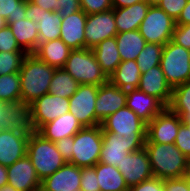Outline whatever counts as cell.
<instances>
[{"label":"cell","mask_w":190,"mask_h":191,"mask_svg":"<svg viewBox=\"0 0 190 191\" xmlns=\"http://www.w3.org/2000/svg\"><path fill=\"white\" fill-rule=\"evenodd\" d=\"M0 51L2 52H24L18 45L12 30L7 25L0 30Z\"/></svg>","instance_id":"obj_39"},{"label":"cell","mask_w":190,"mask_h":191,"mask_svg":"<svg viewBox=\"0 0 190 191\" xmlns=\"http://www.w3.org/2000/svg\"><path fill=\"white\" fill-rule=\"evenodd\" d=\"M164 191H190V183L186 176L163 179Z\"/></svg>","instance_id":"obj_45"},{"label":"cell","mask_w":190,"mask_h":191,"mask_svg":"<svg viewBox=\"0 0 190 191\" xmlns=\"http://www.w3.org/2000/svg\"><path fill=\"white\" fill-rule=\"evenodd\" d=\"M27 156L31 159L40 181L60 169L66 161L54 142L34 131L28 139Z\"/></svg>","instance_id":"obj_3"},{"label":"cell","mask_w":190,"mask_h":191,"mask_svg":"<svg viewBox=\"0 0 190 191\" xmlns=\"http://www.w3.org/2000/svg\"><path fill=\"white\" fill-rule=\"evenodd\" d=\"M149 8L150 5L146 1L124 8H113L117 32L138 30Z\"/></svg>","instance_id":"obj_24"},{"label":"cell","mask_w":190,"mask_h":191,"mask_svg":"<svg viewBox=\"0 0 190 191\" xmlns=\"http://www.w3.org/2000/svg\"><path fill=\"white\" fill-rule=\"evenodd\" d=\"M82 128L76 117L68 112L46 123L37 132L45 139L55 143L62 138L74 136Z\"/></svg>","instance_id":"obj_23"},{"label":"cell","mask_w":190,"mask_h":191,"mask_svg":"<svg viewBox=\"0 0 190 191\" xmlns=\"http://www.w3.org/2000/svg\"><path fill=\"white\" fill-rule=\"evenodd\" d=\"M126 107L130 108L146 124L166 106L155 96L148 95L138 89L127 90Z\"/></svg>","instance_id":"obj_20"},{"label":"cell","mask_w":190,"mask_h":191,"mask_svg":"<svg viewBox=\"0 0 190 191\" xmlns=\"http://www.w3.org/2000/svg\"><path fill=\"white\" fill-rule=\"evenodd\" d=\"M128 191H164L163 179L152 177L129 187Z\"/></svg>","instance_id":"obj_44"},{"label":"cell","mask_w":190,"mask_h":191,"mask_svg":"<svg viewBox=\"0 0 190 191\" xmlns=\"http://www.w3.org/2000/svg\"><path fill=\"white\" fill-rule=\"evenodd\" d=\"M8 24L6 22V19L2 16H0V30L6 27Z\"/></svg>","instance_id":"obj_56"},{"label":"cell","mask_w":190,"mask_h":191,"mask_svg":"<svg viewBox=\"0 0 190 191\" xmlns=\"http://www.w3.org/2000/svg\"><path fill=\"white\" fill-rule=\"evenodd\" d=\"M160 67L172 89L187 82L190 80V50L170 40L163 47Z\"/></svg>","instance_id":"obj_6"},{"label":"cell","mask_w":190,"mask_h":191,"mask_svg":"<svg viewBox=\"0 0 190 191\" xmlns=\"http://www.w3.org/2000/svg\"><path fill=\"white\" fill-rule=\"evenodd\" d=\"M80 191H100L94 167L81 168Z\"/></svg>","instance_id":"obj_38"},{"label":"cell","mask_w":190,"mask_h":191,"mask_svg":"<svg viewBox=\"0 0 190 191\" xmlns=\"http://www.w3.org/2000/svg\"><path fill=\"white\" fill-rule=\"evenodd\" d=\"M186 3L187 0H162L158 6L176 21Z\"/></svg>","instance_id":"obj_42"},{"label":"cell","mask_w":190,"mask_h":191,"mask_svg":"<svg viewBox=\"0 0 190 191\" xmlns=\"http://www.w3.org/2000/svg\"><path fill=\"white\" fill-rule=\"evenodd\" d=\"M86 19L87 14L83 10L62 16L60 39L72 50L85 48Z\"/></svg>","instance_id":"obj_22"},{"label":"cell","mask_w":190,"mask_h":191,"mask_svg":"<svg viewBox=\"0 0 190 191\" xmlns=\"http://www.w3.org/2000/svg\"><path fill=\"white\" fill-rule=\"evenodd\" d=\"M72 49H70L60 38L39 42L34 53L39 59L55 68H63Z\"/></svg>","instance_id":"obj_25"},{"label":"cell","mask_w":190,"mask_h":191,"mask_svg":"<svg viewBox=\"0 0 190 191\" xmlns=\"http://www.w3.org/2000/svg\"><path fill=\"white\" fill-rule=\"evenodd\" d=\"M26 19L32 20L35 23L40 21V17L42 16V8L38 5L34 4L30 0H26Z\"/></svg>","instance_id":"obj_48"},{"label":"cell","mask_w":190,"mask_h":191,"mask_svg":"<svg viewBox=\"0 0 190 191\" xmlns=\"http://www.w3.org/2000/svg\"><path fill=\"white\" fill-rule=\"evenodd\" d=\"M102 145L101 125L83 127L74 135L72 158L69 163L79 168L93 167L99 161Z\"/></svg>","instance_id":"obj_5"},{"label":"cell","mask_w":190,"mask_h":191,"mask_svg":"<svg viewBox=\"0 0 190 191\" xmlns=\"http://www.w3.org/2000/svg\"><path fill=\"white\" fill-rule=\"evenodd\" d=\"M29 136L14 130H0V164L13 165L27 155Z\"/></svg>","instance_id":"obj_18"},{"label":"cell","mask_w":190,"mask_h":191,"mask_svg":"<svg viewBox=\"0 0 190 191\" xmlns=\"http://www.w3.org/2000/svg\"><path fill=\"white\" fill-rule=\"evenodd\" d=\"M7 166L0 164V188L8 184Z\"/></svg>","instance_id":"obj_52"},{"label":"cell","mask_w":190,"mask_h":191,"mask_svg":"<svg viewBox=\"0 0 190 191\" xmlns=\"http://www.w3.org/2000/svg\"><path fill=\"white\" fill-rule=\"evenodd\" d=\"M117 33L113 8L87 15L84 28L85 48L93 49L103 40L115 37Z\"/></svg>","instance_id":"obj_14"},{"label":"cell","mask_w":190,"mask_h":191,"mask_svg":"<svg viewBox=\"0 0 190 191\" xmlns=\"http://www.w3.org/2000/svg\"><path fill=\"white\" fill-rule=\"evenodd\" d=\"M0 130H14L30 136L35 131L31 121L30 105L21 100H0Z\"/></svg>","instance_id":"obj_10"},{"label":"cell","mask_w":190,"mask_h":191,"mask_svg":"<svg viewBox=\"0 0 190 191\" xmlns=\"http://www.w3.org/2000/svg\"><path fill=\"white\" fill-rule=\"evenodd\" d=\"M0 191H18L13 186L7 184L0 188Z\"/></svg>","instance_id":"obj_54"},{"label":"cell","mask_w":190,"mask_h":191,"mask_svg":"<svg viewBox=\"0 0 190 191\" xmlns=\"http://www.w3.org/2000/svg\"><path fill=\"white\" fill-rule=\"evenodd\" d=\"M186 177H187V179L189 180V183H190V160L188 162Z\"/></svg>","instance_id":"obj_57"},{"label":"cell","mask_w":190,"mask_h":191,"mask_svg":"<svg viewBox=\"0 0 190 191\" xmlns=\"http://www.w3.org/2000/svg\"><path fill=\"white\" fill-rule=\"evenodd\" d=\"M174 145L190 160V128L184 122L180 125Z\"/></svg>","instance_id":"obj_41"},{"label":"cell","mask_w":190,"mask_h":191,"mask_svg":"<svg viewBox=\"0 0 190 191\" xmlns=\"http://www.w3.org/2000/svg\"><path fill=\"white\" fill-rule=\"evenodd\" d=\"M183 120L166 107L148 124L145 143L173 144Z\"/></svg>","instance_id":"obj_12"},{"label":"cell","mask_w":190,"mask_h":191,"mask_svg":"<svg viewBox=\"0 0 190 191\" xmlns=\"http://www.w3.org/2000/svg\"><path fill=\"white\" fill-rule=\"evenodd\" d=\"M115 38L122 61L136 60L146 44L139 30L117 33Z\"/></svg>","instance_id":"obj_29"},{"label":"cell","mask_w":190,"mask_h":191,"mask_svg":"<svg viewBox=\"0 0 190 191\" xmlns=\"http://www.w3.org/2000/svg\"><path fill=\"white\" fill-rule=\"evenodd\" d=\"M176 25L190 24V0H187L185 7L182 9L178 19L175 21Z\"/></svg>","instance_id":"obj_50"},{"label":"cell","mask_w":190,"mask_h":191,"mask_svg":"<svg viewBox=\"0 0 190 191\" xmlns=\"http://www.w3.org/2000/svg\"><path fill=\"white\" fill-rule=\"evenodd\" d=\"M19 45L26 53H34L39 44L38 24L29 19H19L8 25Z\"/></svg>","instance_id":"obj_26"},{"label":"cell","mask_w":190,"mask_h":191,"mask_svg":"<svg viewBox=\"0 0 190 191\" xmlns=\"http://www.w3.org/2000/svg\"><path fill=\"white\" fill-rule=\"evenodd\" d=\"M26 0H0V16L6 19L9 25L19 19H25Z\"/></svg>","instance_id":"obj_35"},{"label":"cell","mask_w":190,"mask_h":191,"mask_svg":"<svg viewBox=\"0 0 190 191\" xmlns=\"http://www.w3.org/2000/svg\"><path fill=\"white\" fill-rule=\"evenodd\" d=\"M55 69L35 54H26L19 70L21 101L30 105L36 99L48 94Z\"/></svg>","instance_id":"obj_1"},{"label":"cell","mask_w":190,"mask_h":191,"mask_svg":"<svg viewBox=\"0 0 190 191\" xmlns=\"http://www.w3.org/2000/svg\"><path fill=\"white\" fill-rule=\"evenodd\" d=\"M145 0H112V8H124Z\"/></svg>","instance_id":"obj_51"},{"label":"cell","mask_w":190,"mask_h":191,"mask_svg":"<svg viewBox=\"0 0 190 191\" xmlns=\"http://www.w3.org/2000/svg\"><path fill=\"white\" fill-rule=\"evenodd\" d=\"M31 121L35 131L69 112V98L45 94L30 104Z\"/></svg>","instance_id":"obj_13"},{"label":"cell","mask_w":190,"mask_h":191,"mask_svg":"<svg viewBox=\"0 0 190 191\" xmlns=\"http://www.w3.org/2000/svg\"><path fill=\"white\" fill-rule=\"evenodd\" d=\"M34 4L38 5L40 8L49 11L56 12L58 10L57 0H30Z\"/></svg>","instance_id":"obj_49"},{"label":"cell","mask_w":190,"mask_h":191,"mask_svg":"<svg viewBox=\"0 0 190 191\" xmlns=\"http://www.w3.org/2000/svg\"><path fill=\"white\" fill-rule=\"evenodd\" d=\"M138 90L155 96L166 107L172 98V88L169 86L160 65L150 68L141 74Z\"/></svg>","instance_id":"obj_21"},{"label":"cell","mask_w":190,"mask_h":191,"mask_svg":"<svg viewBox=\"0 0 190 191\" xmlns=\"http://www.w3.org/2000/svg\"><path fill=\"white\" fill-rule=\"evenodd\" d=\"M117 169L121 172L128 187L153 177L149 157L144 147L124 156L123 161L118 164Z\"/></svg>","instance_id":"obj_15"},{"label":"cell","mask_w":190,"mask_h":191,"mask_svg":"<svg viewBox=\"0 0 190 191\" xmlns=\"http://www.w3.org/2000/svg\"><path fill=\"white\" fill-rule=\"evenodd\" d=\"M79 85L64 68H56L48 94L70 98L78 90Z\"/></svg>","instance_id":"obj_31"},{"label":"cell","mask_w":190,"mask_h":191,"mask_svg":"<svg viewBox=\"0 0 190 191\" xmlns=\"http://www.w3.org/2000/svg\"><path fill=\"white\" fill-rule=\"evenodd\" d=\"M153 177L159 179L186 176L189 159L173 144L145 143Z\"/></svg>","instance_id":"obj_2"},{"label":"cell","mask_w":190,"mask_h":191,"mask_svg":"<svg viewBox=\"0 0 190 191\" xmlns=\"http://www.w3.org/2000/svg\"><path fill=\"white\" fill-rule=\"evenodd\" d=\"M141 74L136 60L121 61L116 70L108 77V81L125 91L137 89Z\"/></svg>","instance_id":"obj_27"},{"label":"cell","mask_w":190,"mask_h":191,"mask_svg":"<svg viewBox=\"0 0 190 191\" xmlns=\"http://www.w3.org/2000/svg\"><path fill=\"white\" fill-rule=\"evenodd\" d=\"M100 125L102 132H111L127 138H146L147 124L128 107L117 110Z\"/></svg>","instance_id":"obj_9"},{"label":"cell","mask_w":190,"mask_h":191,"mask_svg":"<svg viewBox=\"0 0 190 191\" xmlns=\"http://www.w3.org/2000/svg\"><path fill=\"white\" fill-rule=\"evenodd\" d=\"M74 144V136L65 137L55 142L56 148L66 162H70L72 158V145Z\"/></svg>","instance_id":"obj_47"},{"label":"cell","mask_w":190,"mask_h":191,"mask_svg":"<svg viewBox=\"0 0 190 191\" xmlns=\"http://www.w3.org/2000/svg\"><path fill=\"white\" fill-rule=\"evenodd\" d=\"M171 111H190V80L172 89Z\"/></svg>","instance_id":"obj_36"},{"label":"cell","mask_w":190,"mask_h":191,"mask_svg":"<svg viewBox=\"0 0 190 191\" xmlns=\"http://www.w3.org/2000/svg\"><path fill=\"white\" fill-rule=\"evenodd\" d=\"M98 87L96 85L82 84L69 98V112L72 113L82 127L100 125L95 119V101Z\"/></svg>","instance_id":"obj_11"},{"label":"cell","mask_w":190,"mask_h":191,"mask_svg":"<svg viewBox=\"0 0 190 191\" xmlns=\"http://www.w3.org/2000/svg\"><path fill=\"white\" fill-rule=\"evenodd\" d=\"M175 114H178L179 117L183 120L185 125L190 128V111H172Z\"/></svg>","instance_id":"obj_53"},{"label":"cell","mask_w":190,"mask_h":191,"mask_svg":"<svg viewBox=\"0 0 190 191\" xmlns=\"http://www.w3.org/2000/svg\"><path fill=\"white\" fill-rule=\"evenodd\" d=\"M80 85L100 86L108 82L92 49L71 50L63 67Z\"/></svg>","instance_id":"obj_4"},{"label":"cell","mask_w":190,"mask_h":191,"mask_svg":"<svg viewBox=\"0 0 190 191\" xmlns=\"http://www.w3.org/2000/svg\"><path fill=\"white\" fill-rule=\"evenodd\" d=\"M38 24L39 42H47L60 38L62 16L57 12L42 9V16Z\"/></svg>","instance_id":"obj_32"},{"label":"cell","mask_w":190,"mask_h":191,"mask_svg":"<svg viewBox=\"0 0 190 191\" xmlns=\"http://www.w3.org/2000/svg\"><path fill=\"white\" fill-rule=\"evenodd\" d=\"M175 26V20L159 6H150L138 30L146 43L165 45L172 40Z\"/></svg>","instance_id":"obj_7"},{"label":"cell","mask_w":190,"mask_h":191,"mask_svg":"<svg viewBox=\"0 0 190 191\" xmlns=\"http://www.w3.org/2000/svg\"><path fill=\"white\" fill-rule=\"evenodd\" d=\"M81 10L87 15L112 9V0H80Z\"/></svg>","instance_id":"obj_40"},{"label":"cell","mask_w":190,"mask_h":191,"mask_svg":"<svg viewBox=\"0 0 190 191\" xmlns=\"http://www.w3.org/2000/svg\"><path fill=\"white\" fill-rule=\"evenodd\" d=\"M102 141L98 162L117 167L128 153L142 149L146 138H127L111 132H102Z\"/></svg>","instance_id":"obj_8"},{"label":"cell","mask_w":190,"mask_h":191,"mask_svg":"<svg viewBox=\"0 0 190 191\" xmlns=\"http://www.w3.org/2000/svg\"><path fill=\"white\" fill-rule=\"evenodd\" d=\"M8 184L18 191H40L41 181L38 178L31 159L26 155L7 166Z\"/></svg>","instance_id":"obj_17"},{"label":"cell","mask_w":190,"mask_h":191,"mask_svg":"<svg viewBox=\"0 0 190 191\" xmlns=\"http://www.w3.org/2000/svg\"><path fill=\"white\" fill-rule=\"evenodd\" d=\"M101 70L109 77L120 64L121 57L117 48L116 38L111 37L103 40L93 49Z\"/></svg>","instance_id":"obj_28"},{"label":"cell","mask_w":190,"mask_h":191,"mask_svg":"<svg viewBox=\"0 0 190 191\" xmlns=\"http://www.w3.org/2000/svg\"><path fill=\"white\" fill-rule=\"evenodd\" d=\"M164 45L156 43H146L144 49L136 59L137 66L141 73L148 71L154 66L160 65Z\"/></svg>","instance_id":"obj_34"},{"label":"cell","mask_w":190,"mask_h":191,"mask_svg":"<svg viewBox=\"0 0 190 191\" xmlns=\"http://www.w3.org/2000/svg\"><path fill=\"white\" fill-rule=\"evenodd\" d=\"M150 6H158L162 0H145Z\"/></svg>","instance_id":"obj_55"},{"label":"cell","mask_w":190,"mask_h":191,"mask_svg":"<svg viewBox=\"0 0 190 191\" xmlns=\"http://www.w3.org/2000/svg\"><path fill=\"white\" fill-rule=\"evenodd\" d=\"M0 100L7 102L21 100L19 72L0 76Z\"/></svg>","instance_id":"obj_33"},{"label":"cell","mask_w":190,"mask_h":191,"mask_svg":"<svg viewBox=\"0 0 190 191\" xmlns=\"http://www.w3.org/2000/svg\"><path fill=\"white\" fill-rule=\"evenodd\" d=\"M25 55V52L0 51V76L19 72Z\"/></svg>","instance_id":"obj_37"},{"label":"cell","mask_w":190,"mask_h":191,"mask_svg":"<svg viewBox=\"0 0 190 191\" xmlns=\"http://www.w3.org/2000/svg\"><path fill=\"white\" fill-rule=\"evenodd\" d=\"M126 99V91L112 85L109 81L100 85L95 101L96 121L101 124L108 116L126 107Z\"/></svg>","instance_id":"obj_16"},{"label":"cell","mask_w":190,"mask_h":191,"mask_svg":"<svg viewBox=\"0 0 190 191\" xmlns=\"http://www.w3.org/2000/svg\"><path fill=\"white\" fill-rule=\"evenodd\" d=\"M93 167L96 170L100 191H128L129 187L117 167L100 162Z\"/></svg>","instance_id":"obj_30"},{"label":"cell","mask_w":190,"mask_h":191,"mask_svg":"<svg viewBox=\"0 0 190 191\" xmlns=\"http://www.w3.org/2000/svg\"><path fill=\"white\" fill-rule=\"evenodd\" d=\"M81 168L66 162L41 181L40 191H80Z\"/></svg>","instance_id":"obj_19"},{"label":"cell","mask_w":190,"mask_h":191,"mask_svg":"<svg viewBox=\"0 0 190 191\" xmlns=\"http://www.w3.org/2000/svg\"><path fill=\"white\" fill-rule=\"evenodd\" d=\"M172 41L177 45L183 46L190 50V24L176 25L174 28Z\"/></svg>","instance_id":"obj_43"},{"label":"cell","mask_w":190,"mask_h":191,"mask_svg":"<svg viewBox=\"0 0 190 191\" xmlns=\"http://www.w3.org/2000/svg\"><path fill=\"white\" fill-rule=\"evenodd\" d=\"M58 10L61 16H69L77 11H81L80 0H57Z\"/></svg>","instance_id":"obj_46"}]
</instances>
